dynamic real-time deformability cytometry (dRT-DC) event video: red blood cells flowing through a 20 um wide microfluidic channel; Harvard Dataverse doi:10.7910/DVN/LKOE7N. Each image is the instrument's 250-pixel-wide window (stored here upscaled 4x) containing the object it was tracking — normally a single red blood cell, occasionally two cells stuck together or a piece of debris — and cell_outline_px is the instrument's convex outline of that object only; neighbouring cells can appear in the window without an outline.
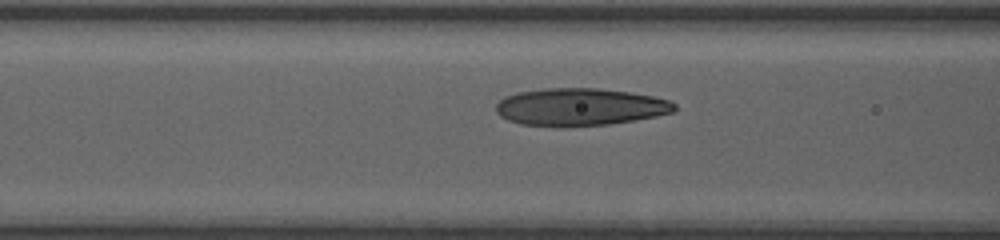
{"species": "human", "species_latin": "Homo sapiens", "temperature_condition": "room temperature", "stored_images_in_passage": 13, "camera_frame_rate_fps": 3000, "um_per_image_px": 0.085, "donor": {"sex": "female"}, "frame": {"image": 1, "passage_image": 11, "time_ms": 4.0, "image_size_px": [1000, 240], "cell_outline_px": [[676, 108], [672, 112], [656, 116], [608, 124], [520, 124], [508, 120], [500, 116], [496, 112], [496, 104], [500, 100], [516, 92], [544, 88], [596, 88], [628, 92], [652, 96], [668, 100], [676, 104]], "centroid_in_image_um": [49.3, 9.05], "position_along_channel_um": 117.3, "area_um2": 37.86}}